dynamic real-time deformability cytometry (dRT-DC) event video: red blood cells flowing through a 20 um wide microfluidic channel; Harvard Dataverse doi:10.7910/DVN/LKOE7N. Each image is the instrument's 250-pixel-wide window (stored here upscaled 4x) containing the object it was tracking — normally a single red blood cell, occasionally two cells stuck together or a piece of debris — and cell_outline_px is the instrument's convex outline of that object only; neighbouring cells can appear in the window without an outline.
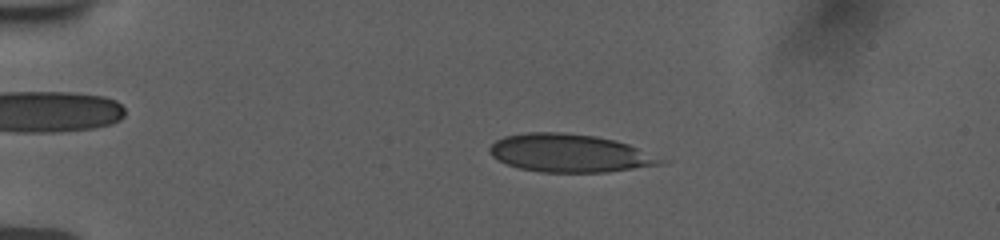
{"species": "human", "species_latin": "Homo sapiens", "temperature_condition": "room temperature", "stored_images_in_passage": 54, "camera_frame_rate_fps": 3000, "um_per_image_px": 0.085, "donor": {"sex": "female"}, "frame": {"image": 1, "passage_image": 12, "time_ms": 3.667, "image_size_px": [1000, 240], "cell_outline_px": [[668, 160], [664, 164], [604, 172], [540, 172], [520, 168], [508, 164], [492, 156], [488, 152], [488, 148], [496, 140], [504, 136], [524, 132], [564, 132], [596, 136], [616, 140], [628, 144]], "centroid_in_image_um": [48.42, 13.01], "position_along_channel_um": 36.6, "area_um2": 37.97}}
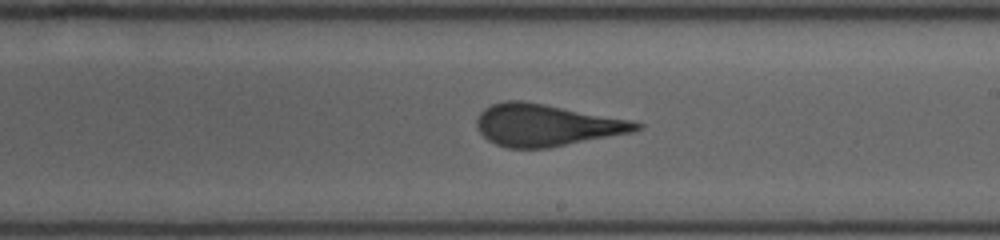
{"frame": {"image": 2, "passage_image": 33, "time_ms": 10.667, "image_size_px": [1000, 240], "cell_outline_px": [[644, 128], [632, 132], [548, 148], [508, 148], [496, 144], [488, 140], [476, 128], [476, 120], [480, 112], [484, 108], [492, 104], [504, 100], [524, 100], [632, 120], [644, 124]], "centroid_in_image_um": [46.43, 10.62], "position_along_channel_um": 242.6, "area_um2": 39.13}}
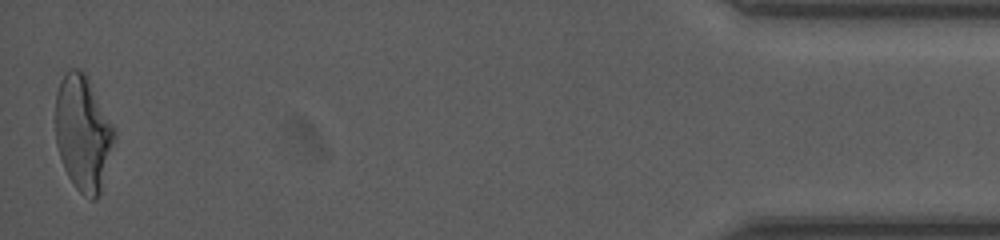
{"frame": {"image": 3, "passage_image": 54, "time_ms": 17.667, "image_size_px": [1000, 240], "cell_outline_px": [[116, 136], [100, 192], [96, 200], [92, 200], [84, 196], [76, 188], [68, 176], [64, 168], [56, 144], [56, 92], [60, 80], [68, 68], [76, 68], [84, 72], [112, 124], [116, 132]], "centroid_in_image_um": [7.04, 11.32], "position_along_channel_um": 428.2, "area_um2": 39.19}, "authors_computed_cell_mechanics": {"area_um2": 38.4948, "velocity_mm_per_s": 3.7696, "shape_relaxation_time_tau1_ms": 9.4411, "shape_relaxation_time_tau2_ms": 0.7237, "deformation_change_tau1": 0.2346, "deformation_change_tau2": 0.0742}}